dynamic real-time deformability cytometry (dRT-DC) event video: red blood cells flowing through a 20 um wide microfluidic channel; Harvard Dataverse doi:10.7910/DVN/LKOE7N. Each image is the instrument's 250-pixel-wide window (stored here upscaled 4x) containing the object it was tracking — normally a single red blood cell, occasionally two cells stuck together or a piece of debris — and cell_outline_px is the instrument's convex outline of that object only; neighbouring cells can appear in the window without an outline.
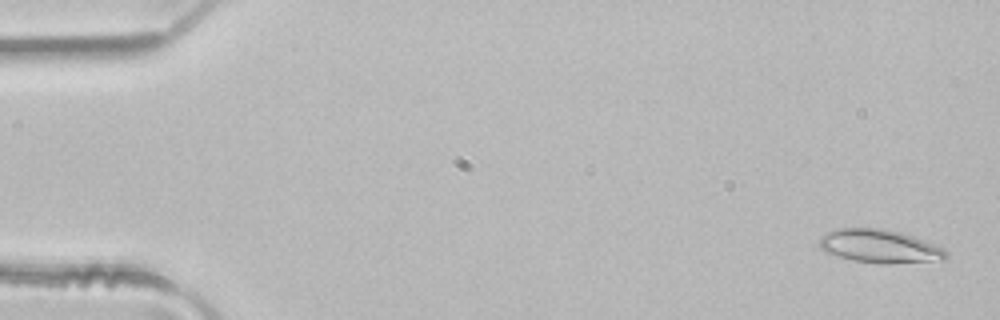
{"species": "common noctule bat (a hibernating species)", "species_latin": "Nyctalus noctula", "temperature_condition": "room temperature", "stored_images_in_passage": 50, "camera_frame_rate_fps": 3000, "um_per_image_px": 0.085, "animal": {"sex": "male", "body_mass_g": 21.5, "forearm_length_mm": 52.0}, "frame": {"image": 1, "passage_image": 2, "time_ms": 0.333, "image_size_px": [1000, 320], "cell_outline_px": [[948, 256], [944, 260], [892, 264], [880, 264], [852, 260], [824, 252], [820, 248], [820, 236], [824, 232], [836, 228], [884, 228], [900, 232], [912, 236], [944, 248], [948, 252]], "centroid_in_image_um": [74.75, 20.93], "position_along_channel_um": 10.2, "area_um2": 24.97}}
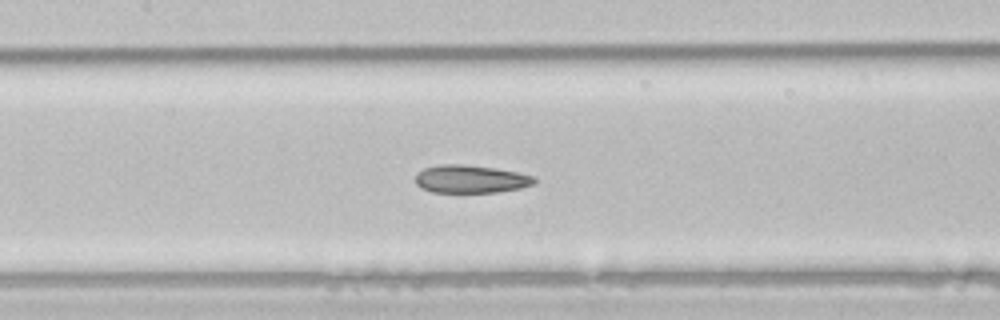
{"frame": {"image": 2, "passage_image": 23, "time_ms": 7.333, "image_size_px": [1000, 320], "cell_outline_px": [[536, 184], [520, 188], [496, 192], [432, 192], [420, 188], [416, 184], [416, 172], [424, 168], [440, 164], [464, 164], [496, 168], [536, 176]], "centroid_in_image_um": [40.01, 15.21], "position_along_channel_um": 167.4, "area_um2": 19.54}}
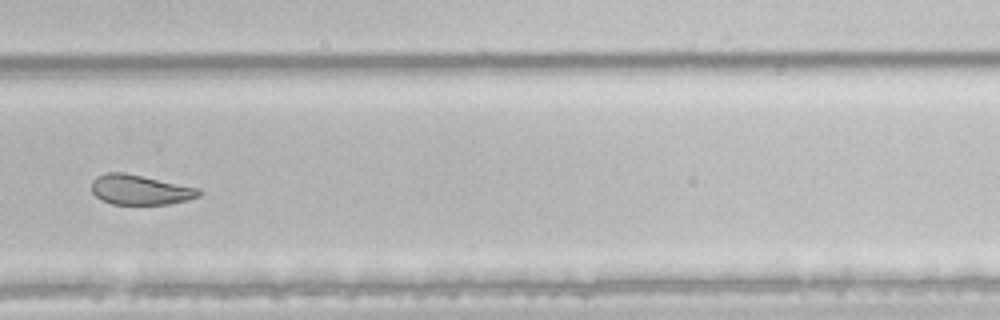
{"frame": {"image": 3, "passage_image": 34, "time_ms": 11.0, "image_size_px": [1000, 320], "cell_outline_px": [[200, 196], [188, 200], [168, 204], [112, 204], [100, 200], [92, 192], [92, 180], [96, 176], [108, 172], [124, 172], [200, 188]], "centroid_in_image_um": [11.9, 16.13], "position_along_channel_um": 317.9, "area_um2": 18.79}, "authors_computed_cell_mechanics": {"area_um2": 22.4264, "velocity_mm_per_s": 4.1266, "shape_relaxation_time_tau1_ms": 6.9076, "shape_relaxation_time_tau2_ms": 2.6347, "deformation_change_tau1": 0.1681, "deformation_change_tau2": 0.0747}}